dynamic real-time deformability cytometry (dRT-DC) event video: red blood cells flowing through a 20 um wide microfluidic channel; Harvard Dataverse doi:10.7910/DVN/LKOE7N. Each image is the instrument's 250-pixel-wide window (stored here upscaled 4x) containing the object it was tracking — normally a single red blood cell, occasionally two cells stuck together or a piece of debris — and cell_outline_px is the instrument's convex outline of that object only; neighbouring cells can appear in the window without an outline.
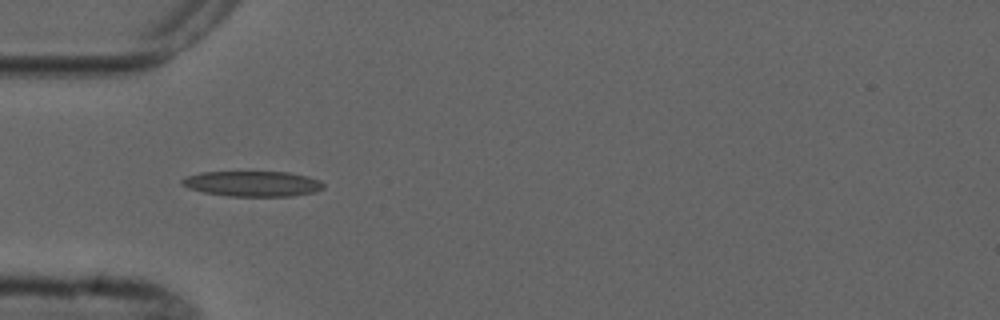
{"species": "common noctule bat (a hibernating species)", "species_latin": "Nyctalus noctula", "temperature_condition": "cold", "stored_images_in_passage": 6, "camera_frame_rate_fps": 3000, "um_per_image_px": 0.085, "animal": {"sex": "male", "forearm_length_mm": 52.5}, "frame": {"image": 1, "passage_image": 5, "time_ms": 5.0, "image_size_px": [1000, 320], "cell_outline_px": [[324, 188], [316, 192], [292, 196], [228, 196], [204, 192], [188, 188], [180, 184], [180, 180], [188, 176], [200, 172], [288, 172], [308, 176], [320, 180], [324, 184]], "centroid_in_image_um": [21.49, 15.62], "position_along_channel_um": 63.5, "area_um2": 21.04}}
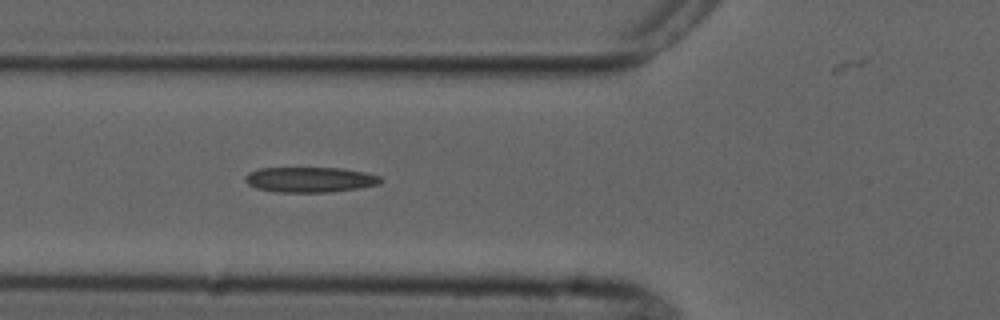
{"frame": {"image": 2, "passage_image": 6, "time_ms": 6.0, "image_size_px": [1000, 320], "cell_outline_px": [[384, 180], [380, 184], [360, 188], [332, 192], [272, 192], [256, 188], [248, 184], [244, 180], [244, 176], [248, 172], [260, 168], [340, 168], [364, 172], [380, 176]], "centroid_in_image_um": [26.34, 15.27], "position_along_channel_um": 99.5, "area_um2": 20.17}}